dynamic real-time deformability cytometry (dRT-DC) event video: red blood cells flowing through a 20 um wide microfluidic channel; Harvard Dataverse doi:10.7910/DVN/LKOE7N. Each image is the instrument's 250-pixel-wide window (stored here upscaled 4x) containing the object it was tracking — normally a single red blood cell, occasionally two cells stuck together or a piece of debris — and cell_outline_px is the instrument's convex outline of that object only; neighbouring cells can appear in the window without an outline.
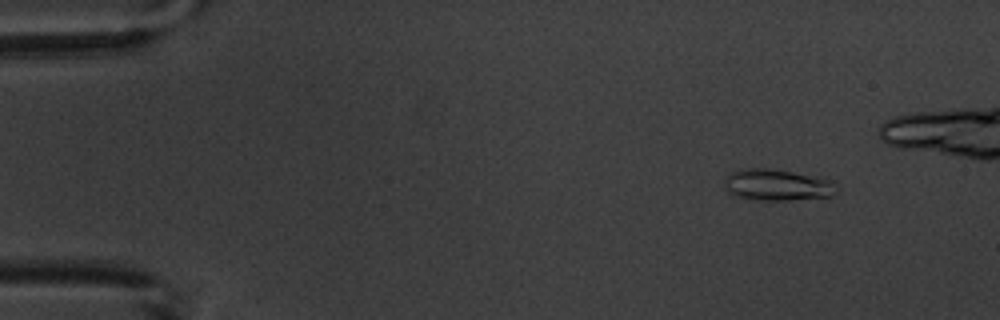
{"species": "common noctule bat (a hibernating species)", "species_latin": "Nyctalus noctula", "temperature_condition": "warm", "stored_images_in_passage": 6, "camera_frame_rate_fps": 3000, "um_per_image_px": 0.085, "animal": {"sex": "male", "body_mass_g": 20.1, "forearm_length_mm": 53.5}, "frame": {"image": 1, "passage_image": 2, "time_ms": 1.333, "image_size_px": [1000, 320], "cell_outline_px": [[840, 188], [832, 196], [788, 200], [752, 200], [732, 196], [724, 188], [724, 180], [732, 172], [740, 168], [768, 168], [792, 172], [832, 180]], "centroid_in_image_um": [66.03, 15.73], "position_along_channel_um": 19.0, "area_um2": 20.81}}